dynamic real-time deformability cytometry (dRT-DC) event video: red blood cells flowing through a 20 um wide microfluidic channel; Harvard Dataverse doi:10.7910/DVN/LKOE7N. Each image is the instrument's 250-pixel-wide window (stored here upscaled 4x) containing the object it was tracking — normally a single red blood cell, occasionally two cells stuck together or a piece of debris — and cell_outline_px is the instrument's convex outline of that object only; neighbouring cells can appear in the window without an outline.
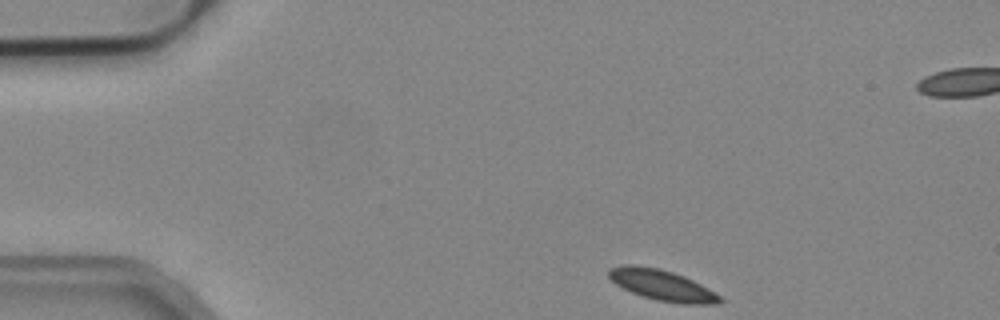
{"species": "common noctule bat (a hibernating species)", "species_latin": "Nyctalus noctula", "temperature_condition": "cold", "stored_images_in_passage": 4, "camera_frame_rate_fps": 3000, "um_per_image_px": 0.085, "animal": {"sex": "male", "body_mass_g": 19.2, "forearm_length_mm": 51.8}, "frame": {"image": 1, "passage_image": 1, "time_ms": 0.0, "image_size_px": [1000, 320], "cell_outline_px": [[724, 300], [720, 304], [680, 304], [656, 300], [640, 296], [616, 284], [608, 276], [608, 268], [624, 264], [628, 264], [660, 268], [684, 276], [708, 288], [720, 296]], "centroid_in_image_um": [56.27, 24.24], "position_along_channel_um": 28.7, "area_um2": 20.0}}